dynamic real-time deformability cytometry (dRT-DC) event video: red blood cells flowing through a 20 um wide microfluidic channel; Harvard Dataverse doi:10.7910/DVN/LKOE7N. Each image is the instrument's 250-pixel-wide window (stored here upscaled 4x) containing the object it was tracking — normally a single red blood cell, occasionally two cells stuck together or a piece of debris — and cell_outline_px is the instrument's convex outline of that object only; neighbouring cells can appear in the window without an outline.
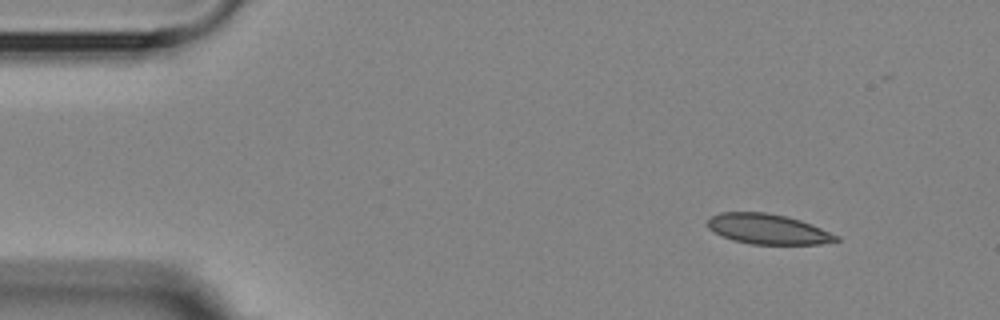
{"species": "Egyptian fruit bat (a non-hibernating species)", "species_latin": "Rousettus aegyptiacus", "temperature_condition": "room temperature", "stored_images_in_passage": 3, "camera_frame_rate_fps": 3000, "um_per_image_px": 0.085, "animal": {"sex": "female"}, "frame": {"image": 1, "passage_image": 1, "time_ms": 0.0, "image_size_px": [1000, 320], "cell_outline_px": [[840, 240], [820, 244], [752, 244], [732, 240], [708, 228], [708, 220], [712, 216], [720, 212], [764, 212], [784, 216], [800, 220], [812, 224], [840, 236]], "centroid_in_image_um": [65.3, 19.47], "position_along_channel_um": 19.7, "area_um2": 22.43}}